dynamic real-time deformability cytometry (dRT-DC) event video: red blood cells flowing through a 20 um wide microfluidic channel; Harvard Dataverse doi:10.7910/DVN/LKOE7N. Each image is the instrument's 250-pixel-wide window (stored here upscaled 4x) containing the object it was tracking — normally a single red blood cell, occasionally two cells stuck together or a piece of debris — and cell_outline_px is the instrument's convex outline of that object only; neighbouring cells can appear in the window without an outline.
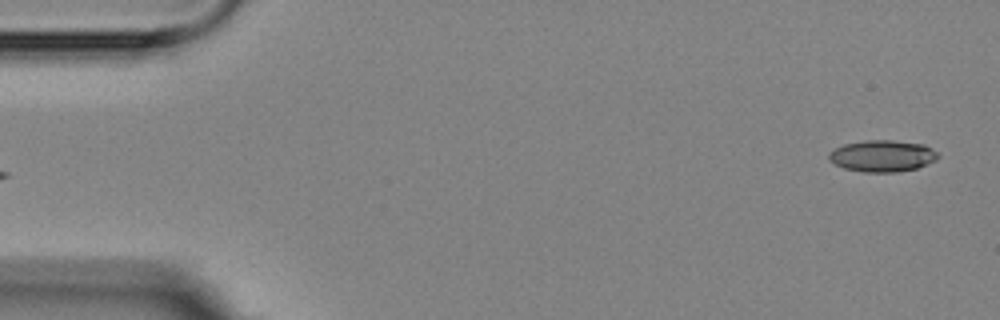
{"species": "Egyptian fruit bat (a non-hibernating species)", "species_latin": "Rousettus aegyptiacus", "temperature_condition": "room temperature", "stored_images_in_passage": 4, "segment_of_instrument_passage": [2, 2], "camera_frame_rate_fps": 3000, "um_per_image_px": 0.085, "animal": {"sex": "female"}, "frame": {"image": 1, "passage_image": 4, "time_ms": 5.333, "image_size_px": [1000, 320], "cell_outline_px": [[940, 156], [936, 160], [916, 168], [896, 172], [864, 172], [844, 168], [828, 160], [828, 152], [844, 144], [868, 140], [892, 140], [924, 144], [936, 152]], "centroid_in_image_um": [74.99, 13.25], "position_along_channel_um": 10.0, "area_um2": 20.0}}